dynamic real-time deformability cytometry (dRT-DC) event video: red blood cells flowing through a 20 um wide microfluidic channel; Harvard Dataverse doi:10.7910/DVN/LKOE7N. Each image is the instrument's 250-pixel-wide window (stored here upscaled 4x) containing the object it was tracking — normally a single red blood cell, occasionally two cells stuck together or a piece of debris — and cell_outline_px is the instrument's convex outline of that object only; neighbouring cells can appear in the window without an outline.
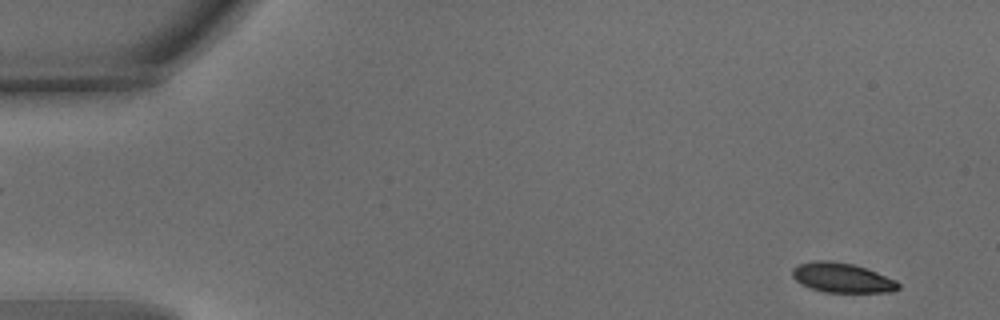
{"species": "common noctule bat (a hibernating species)", "species_latin": "Nyctalus noctula", "temperature_condition": "warm", "stored_images_in_passage": 54, "camera_frame_rate_fps": 3000, "um_per_image_px": 0.085, "animal": {"sex": "male", "body_mass_g": 15.6}, "frame": {"image": 1, "passage_image": 3, "time_ms": 0.667, "image_size_px": [1000, 320], "cell_outline_px": [[900, 288], [892, 292], [824, 292], [812, 288], [796, 280], [792, 276], [792, 268], [800, 264], [812, 260], [832, 260], [852, 264], [876, 272], [896, 280], [900, 284]], "centroid_in_image_um": [71.58, 23.6], "position_along_channel_um": 13.4, "area_um2": 18.21}}
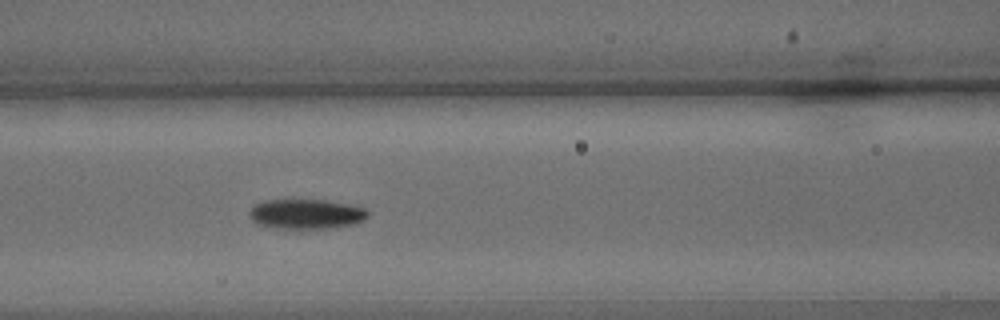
{"frame": {"image": 2, "passage_image": 23, "time_ms": 7.333, "image_size_px": [1000, 320], "cell_outline_px": [[368, 216], [352, 224], [324, 228], [268, 228], [256, 224], [252, 220], [248, 212], [256, 204], [264, 200], [324, 200], [364, 208], [368, 212]], "centroid_in_image_um": [25.93, 18.19], "position_along_channel_um": 140.7, "area_um2": 20.23}}
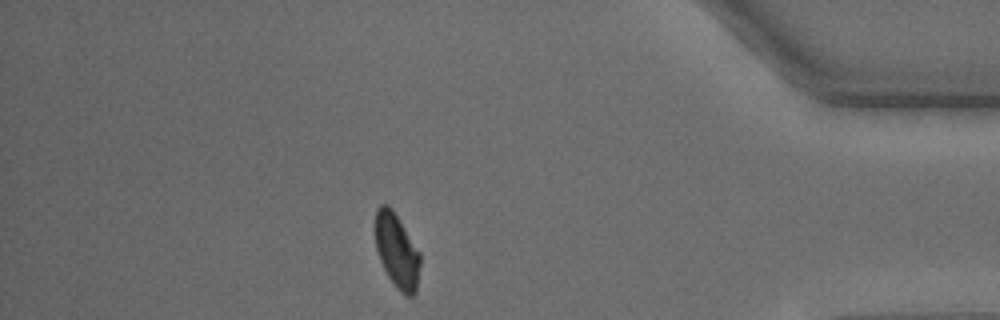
{"frame": {"image": 3, "passage_image": 47, "time_ms": 15.333, "image_size_px": [1000, 320], "cell_outline_px": [[420, 264], [416, 292], [412, 296], [408, 296], [388, 276], [380, 260], [376, 248], [376, 208], [380, 204], [388, 204], [392, 208], [420, 252]], "centroid_in_image_um": [33.74, 21.26], "position_along_channel_um": 401.5, "area_um2": 19.02}, "authors_computed_cell_mechanics": {"area_um2": 19.7965, "velocity_mm_per_s": 3.729, "shape_relaxation_time_tau1_ms": 2.9725, "shape_relaxation_time_tau2_ms": 2.0595, "deformation_change_tau1": 0.1247, "deformation_change_tau2": 0.0594}}